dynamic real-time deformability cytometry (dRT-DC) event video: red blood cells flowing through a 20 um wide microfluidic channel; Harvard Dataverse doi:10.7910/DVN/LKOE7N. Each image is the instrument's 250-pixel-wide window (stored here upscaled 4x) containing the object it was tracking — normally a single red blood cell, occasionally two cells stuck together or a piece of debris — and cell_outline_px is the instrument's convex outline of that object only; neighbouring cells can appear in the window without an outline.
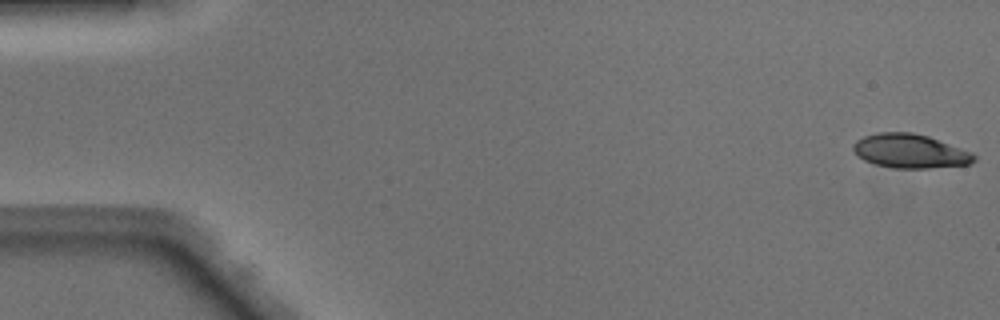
{"species": "Egyptian fruit bat (a non-hibernating species)", "species_latin": "Rousettus aegyptiacus", "temperature_condition": "warm", "stored_images_in_passage": 50, "camera_frame_rate_fps": 3000, "um_per_image_px": 0.085, "animal": {"sex": "male"}, "frame": {"image": 1, "passage_image": 1, "time_ms": 0.0, "image_size_px": [1000, 320], "cell_outline_px": [[976, 160], [972, 164], [928, 168], [892, 168], [876, 164], [864, 160], [856, 156], [852, 148], [852, 144], [856, 140], [864, 136], [876, 132], [912, 132], [928, 136], [972, 152], [976, 156]], "centroid_in_image_um": [77.34, 12.84], "position_along_channel_um": 7.7, "area_um2": 24.16}}
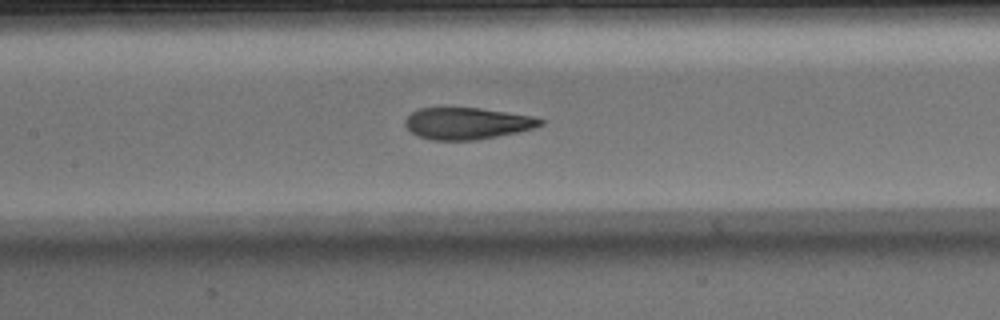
{"frame": {"image": 2, "passage_image": 23, "time_ms": 7.333, "image_size_px": [1000, 320], "cell_outline_px": [[544, 124], [532, 128], [516, 132], [476, 140], [432, 140], [416, 136], [404, 124], [404, 120], [412, 112], [420, 108], [480, 108], [508, 112], [532, 116], [544, 120]], "centroid_in_image_um": [39.68, 10.49], "position_along_channel_um": 167.7, "area_um2": 24.85}}
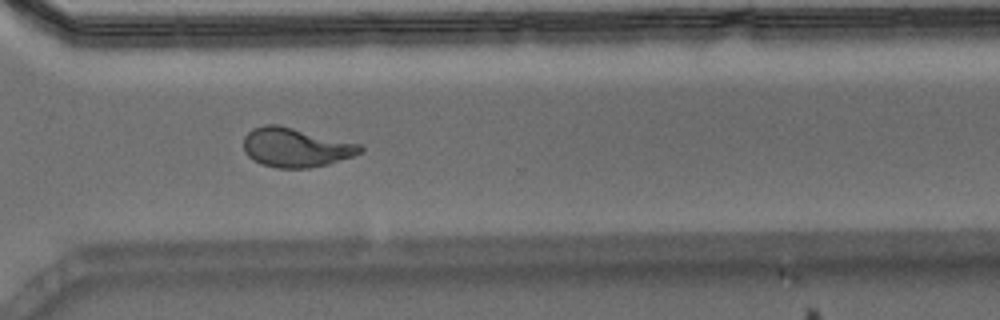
{"frame": {"image": 3, "passage_image": 36, "time_ms": 11.667, "image_size_px": [1000, 320], "cell_outline_px": [[364, 152], [328, 164], [308, 168], [276, 168], [260, 164], [252, 160], [244, 152], [244, 136], [252, 128], [264, 124], [276, 124], [360, 144], [364, 148]], "centroid_in_image_um": [25.1, 12.54], "position_along_channel_um": 345.5, "area_um2": 26.65}, "authors_computed_cell_mechanics": {"area_um2": 25.6921, "velocity_mm_per_s": 4.1184, "shape_relaxation_time_tau1_ms": 5.169, "shape_relaxation_time_tau2_ms": 1.1973, "deformation_change_tau1": 0.2215, "deformation_change_tau2": 0.0791}}